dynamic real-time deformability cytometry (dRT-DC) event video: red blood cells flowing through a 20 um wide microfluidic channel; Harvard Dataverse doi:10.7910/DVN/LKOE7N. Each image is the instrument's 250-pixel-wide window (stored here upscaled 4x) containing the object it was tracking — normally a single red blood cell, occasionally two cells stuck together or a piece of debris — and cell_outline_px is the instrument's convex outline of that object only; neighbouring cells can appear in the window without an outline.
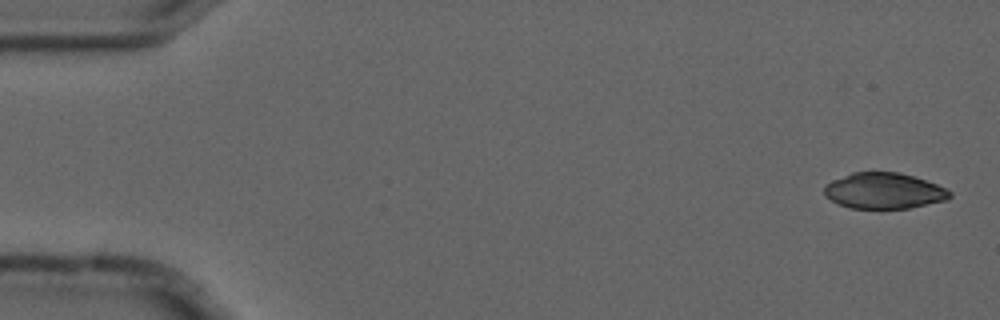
{"species": "common noctule bat (a hibernating species)", "species_latin": "Nyctalus noctula", "temperature_condition": "cold", "stored_images_in_passage": 5, "camera_frame_rate_fps": 3000, "um_per_image_px": 0.085, "animal": {"sex": "male", "forearm_length_mm": 52.5}, "frame": {"image": 1, "passage_image": 1, "time_ms": 0.0, "image_size_px": [1000, 320], "cell_outline_px": [[952, 196], [948, 200], [908, 208], [848, 208], [824, 196], [824, 184], [832, 180], [852, 172], [900, 172], [936, 184], [952, 192]], "centroid_in_image_um": [75.12, 16.22], "position_along_channel_um": 9.9, "area_um2": 26.24}}
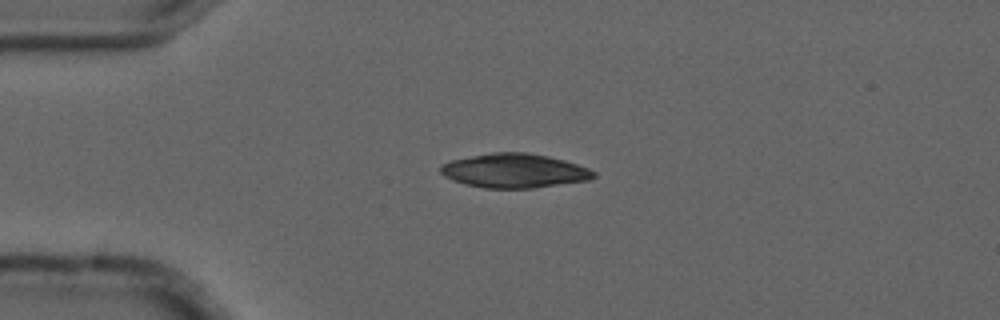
{"frame": {"image": 2, "passage_image": 4, "time_ms": 1.0, "image_size_px": [1000, 320], "cell_outline_px": [[596, 176], [588, 180], [532, 188], [484, 188], [464, 184], [452, 180], [444, 176], [440, 172], [440, 164], [452, 160], [492, 152], [528, 152], [548, 156], [564, 160], [588, 168], [596, 172]], "centroid_in_image_um": [43.7, 14.51], "position_along_channel_um": 41.3, "area_um2": 30.46}}